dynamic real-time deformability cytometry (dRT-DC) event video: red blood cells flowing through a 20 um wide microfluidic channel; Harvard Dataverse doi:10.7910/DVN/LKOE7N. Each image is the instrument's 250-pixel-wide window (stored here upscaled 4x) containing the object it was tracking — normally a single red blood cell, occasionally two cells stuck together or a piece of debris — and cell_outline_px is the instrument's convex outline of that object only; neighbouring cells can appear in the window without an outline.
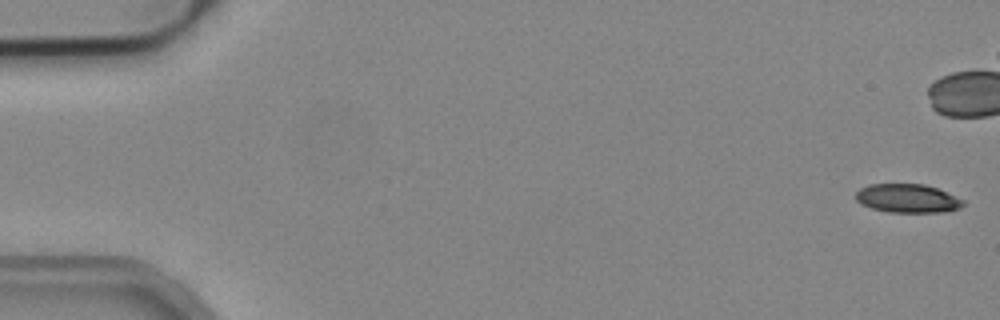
{"species": "common noctule bat (a hibernating species)", "species_latin": "Nyctalus noctula", "temperature_condition": "cold", "stored_images_in_passage": 13, "camera_frame_rate_fps": 3000, "um_per_image_px": 0.085, "animal": {"sex": "male", "body_mass_g": 19.2, "forearm_length_mm": 51.8}, "frame": {"image": 1, "passage_image": 1, "time_ms": 0.0, "image_size_px": [1000, 320], "cell_outline_px": [[964, 204], [960, 208], [944, 212], [892, 212], [872, 208], [860, 204], [856, 200], [856, 192], [860, 188], [868, 184], [924, 184], [936, 188], [964, 200]], "centroid_in_image_um": [77.12, 16.86], "position_along_channel_um": 7.9, "area_um2": 17.86}}